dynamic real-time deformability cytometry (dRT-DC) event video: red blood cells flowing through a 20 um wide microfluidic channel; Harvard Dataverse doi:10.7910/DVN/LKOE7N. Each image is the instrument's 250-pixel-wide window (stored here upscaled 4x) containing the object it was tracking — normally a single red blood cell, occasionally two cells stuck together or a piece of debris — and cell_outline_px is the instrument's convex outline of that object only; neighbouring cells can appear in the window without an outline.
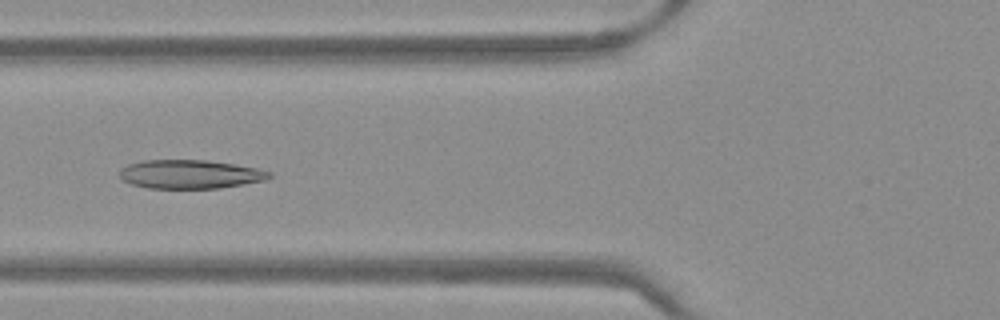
{"species": "Egyptian fruit bat (a non-hibernating species)", "species_latin": "Rousettus aegyptiacus", "temperature_condition": "warm", "stored_images_in_passage": 51, "camera_frame_rate_fps": 3000, "um_per_image_px": 0.085, "frame": {"image": 1, "passage_image": 20, "time_ms": 6.333, "image_size_px": [1000, 320], "cell_outline_px": [[272, 176], [268, 180], [220, 188], [148, 188], [132, 184], [124, 180], [120, 176], [120, 168], [128, 164], [144, 160], [204, 160], [236, 164], [256, 168], [272, 172]], "centroid_in_image_um": [16.19, 14.81], "position_along_channel_um": 109.6, "area_um2": 25.14}}
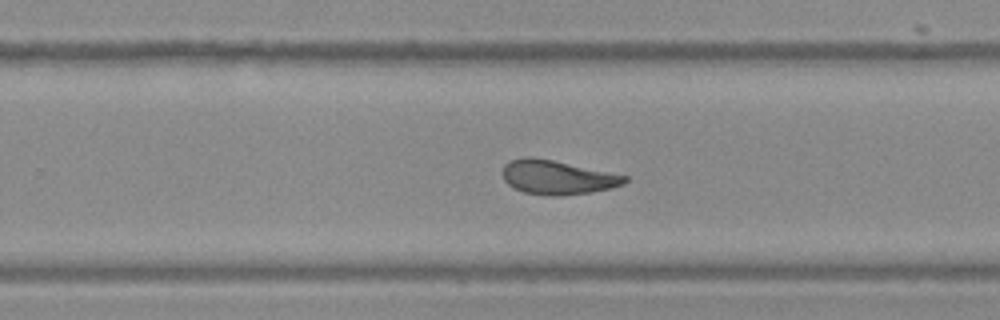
{"frame": {"image": 2, "passage_image": 33, "time_ms": 10.667, "image_size_px": [1000, 320], "cell_outline_px": [[628, 180], [624, 184], [612, 188], [588, 192], [560, 196], [552, 196], [524, 192], [508, 184], [504, 180], [500, 172], [504, 164], [512, 160], [524, 156], [528, 156], [552, 160], [628, 176]], "centroid_in_image_um": [47.34, 15.07], "position_along_channel_um": 282.5, "area_um2": 24.16}}
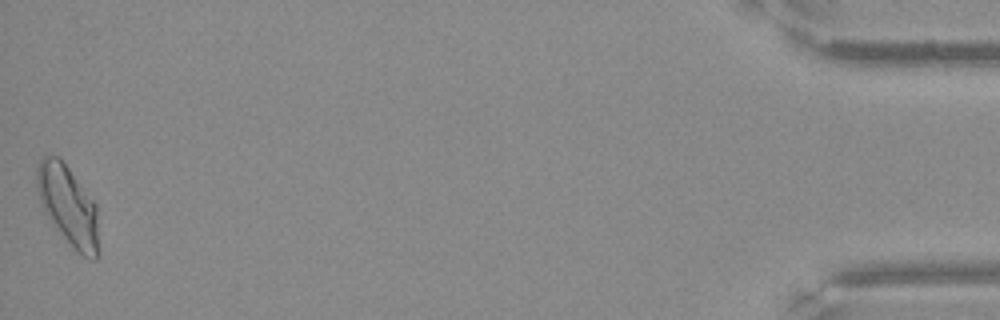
{"frame": {"image": 3, "passage_image": 51, "time_ms": 16.667, "image_size_px": [1000, 320], "cell_outline_px": [[100, 256], [96, 260], [92, 260], [76, 252], [72, 248], [52, 224], [44, 212], [40, 204], [36, 188], [36, 168], [40, 160], [44, 156], [56, 156], [68, 168], [96, 204], [100, 252]], "centroid_in_image_um": [5.8, 17.56], "position_along_channel_um": 429.4, "area_um2": 29.07}}